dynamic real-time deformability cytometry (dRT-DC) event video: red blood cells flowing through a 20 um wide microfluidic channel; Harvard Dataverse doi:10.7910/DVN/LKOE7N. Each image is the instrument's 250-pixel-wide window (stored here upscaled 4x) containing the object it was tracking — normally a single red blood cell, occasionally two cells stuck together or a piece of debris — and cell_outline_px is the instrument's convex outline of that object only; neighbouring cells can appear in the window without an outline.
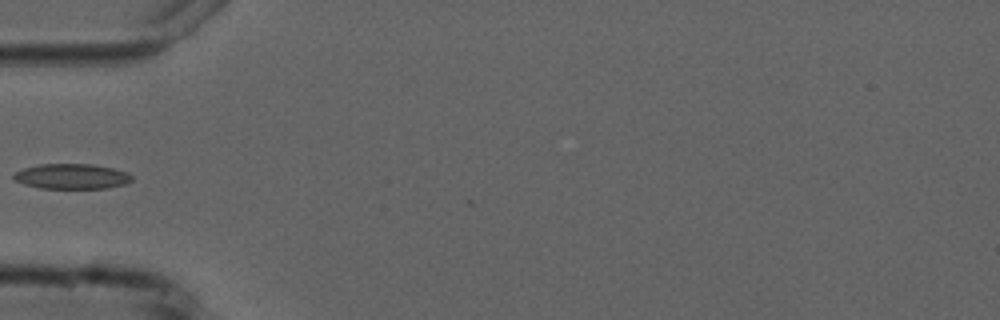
{"species": "common noctule bat (a hibernating species)", "species_latin": "Nyctalus noctula", "temperature_condition": "cold", "stored_images_in_passage": 8, "camera_frame_rate_fps": 3000, "um_per_image_px": 0.085, "animal": {"sex": "male", "forearm_length_mm": 52.5}, "frame": {"image": 1, "passage_image": 6, "time_ms": 6.0, "image_size_px": [1000, 320], "cell_outline_px": [[132, 180], [124, 184], [108, 188], [40, 188], [24, 184], [16, 180], [12, 176], [16, 172], [24, 168], [40, 164], [92, 164], [112, 168], [128, 172], [132, 176]], "centroid_in_image_um": [6.12, 14.99], "position_along_channel_um": 78.9, "area_um2": 17.22}}
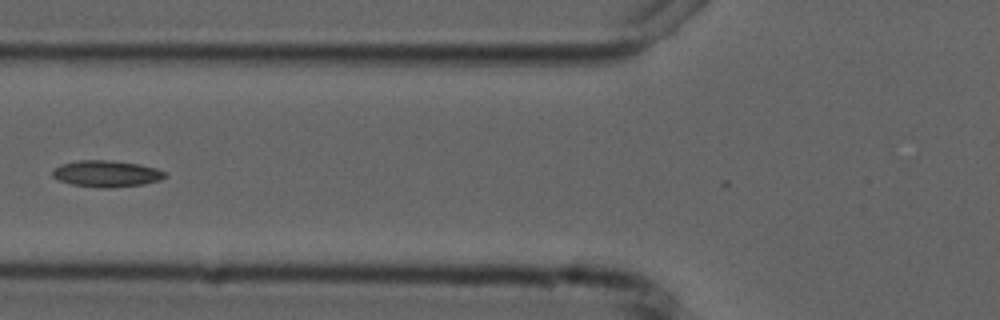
{"frame": {"image": 2, "passage_image": 7, "time_ms": 7.0, "image_size_px": [1000, 320], "cell_outline_px": [[168, 176], [160, 180], [144, 184], [108, 188], [100, 188], [72, 184], [56, 180], [52, 176], [52, 172], [60, 164], [80, 160], [112, 160], [136, 164], [156, 168], [168, 172]], "centroid_in_image_um": [9.07, 14.77], "position_along_channel_um": 116.7, "area_um2": 17.46}}